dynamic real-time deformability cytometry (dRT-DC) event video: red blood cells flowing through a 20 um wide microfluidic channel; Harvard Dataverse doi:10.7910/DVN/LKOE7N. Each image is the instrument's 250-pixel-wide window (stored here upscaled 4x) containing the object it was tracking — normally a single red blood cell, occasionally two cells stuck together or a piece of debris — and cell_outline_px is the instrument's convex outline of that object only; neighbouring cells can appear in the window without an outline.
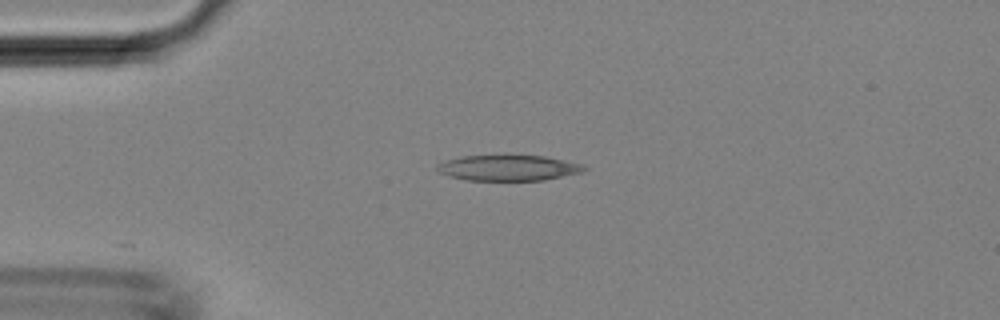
{"species": "Egyptian fruit bat (a non-hibernating species)", "species_latin": "Rousettus aegyptiacus", "temperature_condition": "room temperature", "stored_images_in_passage": 20, "camera_frame_rate_fps": 3000, "um_per_image_px": 0.085, "animal": {"sex": "female"}, "frame": {"image": 1, "passage_image": 1, "time_ms": 0.0, "image_size_px": [1000, 320], "cell_outline_px": [[588, 168], [584, 172], [544, 180], [468, 180], [448, 176], [440, 172], [436, 168], [436, 164], [444, 160], [460, 156], [504, 152], [544, 156], [584, 164]], "centroid_in_image_um": [43.2, 14.21], "position_along_channel_um": 41.8, "area_um2": 23.18}}
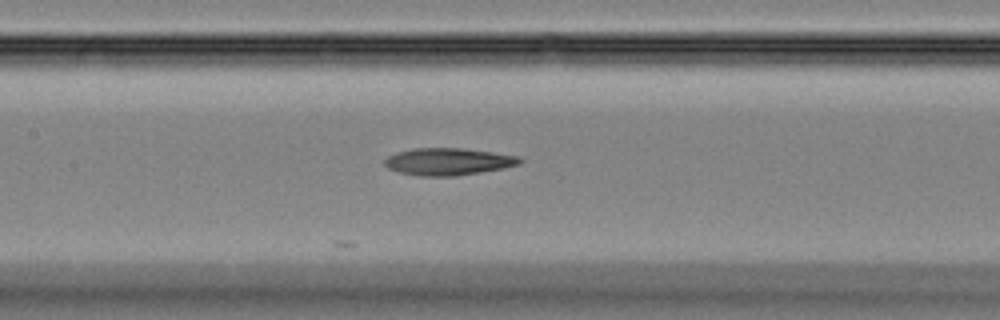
{"frame": {"image": 2, "passage_image": 11, "time_ms": 3.333, "image_size_px": [1000, 320], "cell_outline_px": [[524, 160], [520, 164], [504, 168], [456, 176], [420, 176], [396, 172], [388, 168], [384, 164], [384, 160], [388, 156], [396, 152], [412, 148], [464, 148], [520, 156]], "centroid_in_image_um": [38.09, 13.73], "position_along_channel_um": 169.3, "area_um2": 21.62}}
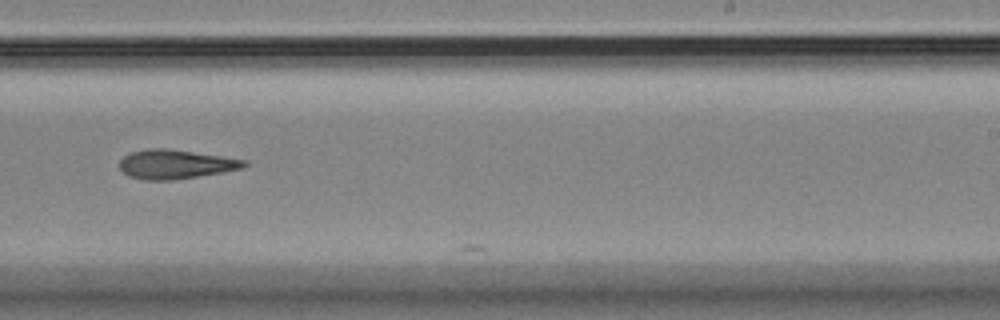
{"frame": {"image": 3, "passage_image": 18, "time_ms": 5.667, "image_size_px": [1000, 320], "cell_outline_px": [[248, 164], [244, 168], [224, 172], [172, 180], [144, 180], [128, 176], [120, 168], [120, 160], [128, 152], [148, 148], [168, 148], [248, 160]], "centroid_in_image_um": [14.92, 13.95], "position_along_channel_um": 274.1, "area_um2": 21.33}}